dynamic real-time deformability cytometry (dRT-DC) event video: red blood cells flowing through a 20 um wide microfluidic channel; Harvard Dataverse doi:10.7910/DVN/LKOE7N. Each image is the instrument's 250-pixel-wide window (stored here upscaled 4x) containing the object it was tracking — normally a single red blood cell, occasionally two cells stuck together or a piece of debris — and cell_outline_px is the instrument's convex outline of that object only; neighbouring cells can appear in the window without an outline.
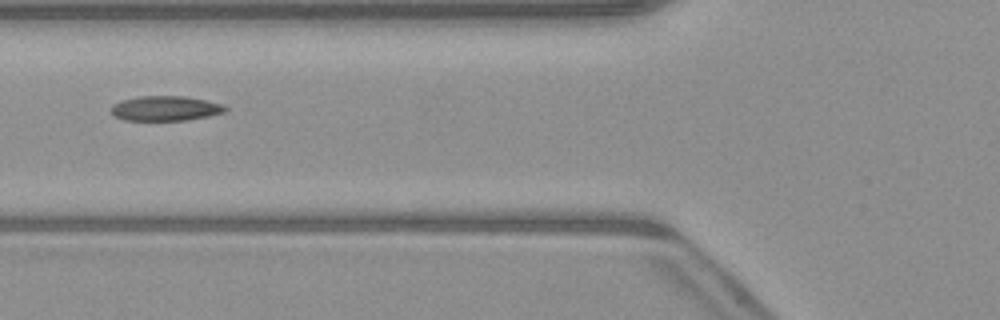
{"species": "common noctule bat (a hibernating species)", "species_latin": "Nyctalus noctula", "temperature_condition": "warm", "stored_images_in_passage": 2, "camera_frame_rate_fps": 3000, "um_per_image_px": 0.085, "animal": {"sex": "male", "body_mass_g": 23.1, "forearm_length_mm": 52.7}, "frame": {"image": 1, "passage_image": 2, "time_ms": 1.333, "image_size_px": [1000, 320], "cell_outline_px": [[228, 108], [224, 112], [208, 116], [188, 120], [124, 120], [116, 116], [112, 112], [112, 104], [136, 96], [184, 96], [224, 104]], "centroid_in_image_um": [14.08, 9.21], "position_along_channel_um": 111.7, "area_um2": 16.42}}